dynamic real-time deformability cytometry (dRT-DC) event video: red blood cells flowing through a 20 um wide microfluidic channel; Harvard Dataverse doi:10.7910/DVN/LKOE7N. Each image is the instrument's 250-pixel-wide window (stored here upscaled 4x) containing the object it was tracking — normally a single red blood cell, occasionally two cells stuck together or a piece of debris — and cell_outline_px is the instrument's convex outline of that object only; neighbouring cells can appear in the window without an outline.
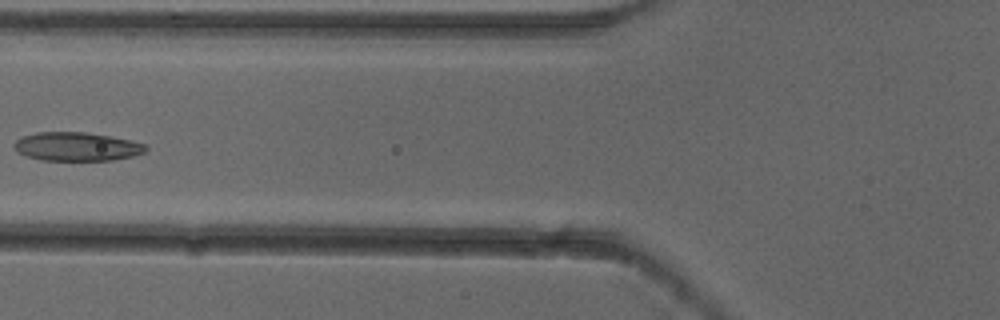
{"species": "common noctule bat (a hibernating species)", "species_latin": "Nyctalus noctula", "temperature_condition": "cold", "stored_images_in_passage": 6, "camera_frame_rate_fps": 3000, "um_per_image_px": 0.085, "animal": {"sex": "female"}, "frame": {"image": 1, "passage_image": 5, "time_ms": 1.333, "image_size_px": [1000, 320], "cell_outline_px": [[148, 148], [144, 152], [132, 156], [112, 160], [40, 160], [16, 152], [12, 148], [12, 144], [16, 140], [24, 136], [36, 132], [84, 132], [108, 136], [148, 144]], "centroid_in_image_um": [6.49, 12.46], "position_along_channel_um": 119.3, "area_um2": 21.96}}
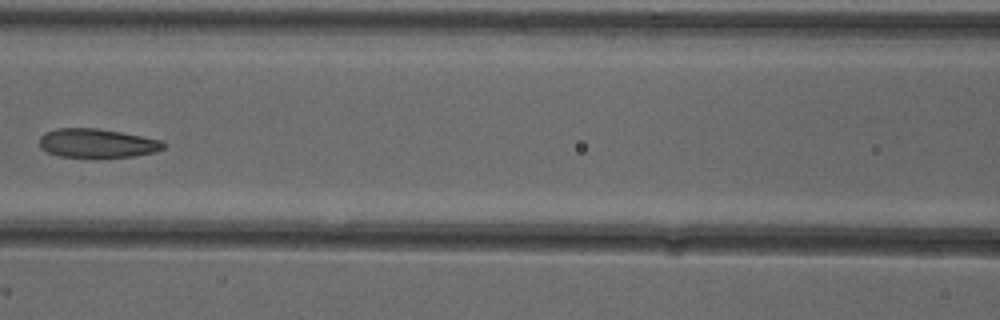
{"frame": {"image": 2, "passage_image": 6, "time_ms": 1.667, "image_size_px": [1000, 320], "cell_outline_px": [[164, 148], [156, 152], [136, 156], [60, 156], [48, 152], [40, 148], [40, 136], [44, 132], [56, 128], [96, 128], [120, 132], [164, 140]], "centroid_in_image_um": [8.26, 12.15], "position_along_channel_um": 158.3, "area_um2": 20.69}}